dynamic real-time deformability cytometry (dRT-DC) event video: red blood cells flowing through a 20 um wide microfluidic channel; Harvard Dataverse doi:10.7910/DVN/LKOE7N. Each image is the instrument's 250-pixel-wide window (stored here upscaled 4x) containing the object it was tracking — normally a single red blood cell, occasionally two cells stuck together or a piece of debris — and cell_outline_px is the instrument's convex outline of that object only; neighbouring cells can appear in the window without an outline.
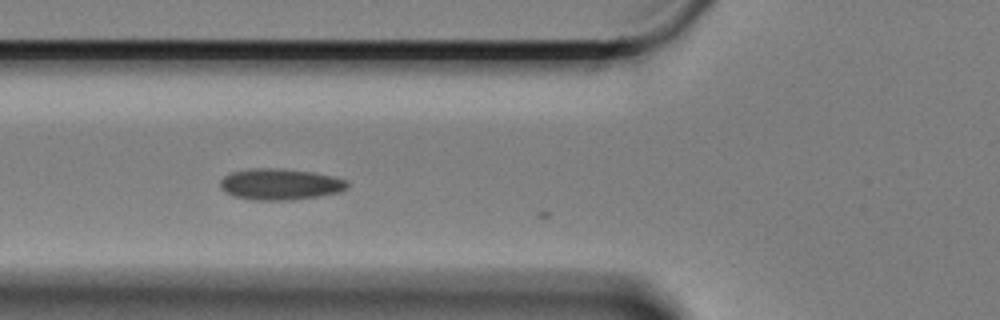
{"species": "Egyptian fruit bat (a non-hibernating species)", "species_latin": "Rousettus aegyptiacus", "temperature_condition": "cold", "stored_images_in_passage": 5, "camera_frame_rate_fps": 3000, "um_per_image_px": 0.085, "animal": {"sex": "female"}, "frame": {"image": 1, "passage_image": 2, "time_ms": 0.333, "image_size_px": [1000, 320], "cell_outline_px": [[348, 188], [340, 192], [320, 196], [292, 200], [252, 200], [232, 196], [224, 192], [220, 188], [220, 180], [224, 176], [232, 172], [252, 168], [272, 168], [312, 172], [332, 176], [348, 180]], "centroid_in_image_um": [23.8, 15.67], "position_along_channel_um": 102.0, "area_um2": 23.29}}